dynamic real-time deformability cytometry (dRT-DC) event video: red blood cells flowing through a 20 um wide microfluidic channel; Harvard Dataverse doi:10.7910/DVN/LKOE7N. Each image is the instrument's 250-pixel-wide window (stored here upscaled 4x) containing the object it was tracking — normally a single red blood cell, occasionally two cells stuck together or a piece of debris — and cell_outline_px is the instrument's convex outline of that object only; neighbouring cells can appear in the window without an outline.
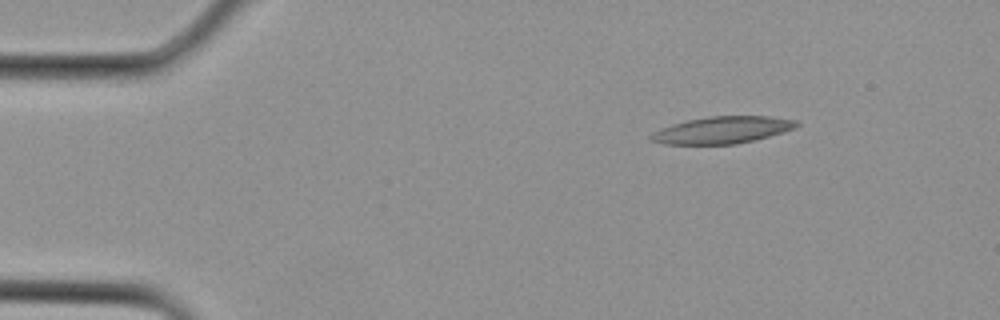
{"species": "Egyptian fruit bat (a non-hibernating species)", "species_latin": "Rousettus aegyptiacus", "temperature_condition": "cold", "stored_images_in_passage": 2, "camera_frame_rate_fps": 3000, "um_per_image_px": 0.085, "animal": {"sex": "female"}, "frame": {"image": 1, "passage_image": 2, "time_ms": 0.333, "image_size_px": [1000, 320], "cell_outline_px": [[800, 124], [784, 132], [736, 144], [664, 144], [648, 140], [648, 136], [652, 132], [660, 128], [672, 124], [688, 120], [712, 116], [772, 116], [796, 120]], "centroid_in_image_um": [61.35, 11.05], "position_along_channel_um": 23.7, "area_um2": 22.83}}